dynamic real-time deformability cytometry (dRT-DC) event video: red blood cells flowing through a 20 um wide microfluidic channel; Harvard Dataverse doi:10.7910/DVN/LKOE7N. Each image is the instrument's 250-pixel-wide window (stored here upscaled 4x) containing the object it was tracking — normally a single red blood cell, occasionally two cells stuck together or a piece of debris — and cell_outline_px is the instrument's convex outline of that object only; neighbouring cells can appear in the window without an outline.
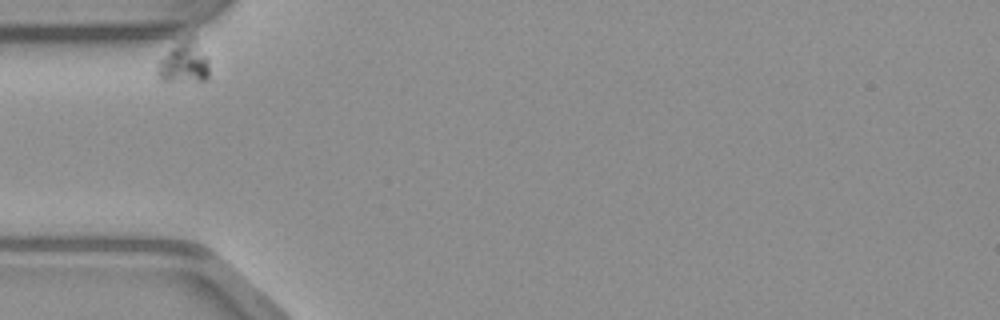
{"species": "common noctule bat (a hibernating species)", "species_latin": "Nyctalus noctula", "temperature_condition": "warm", "stored_images_in_passage": 29, "camera_frame_rate_fps": 3000, "um_per_image_px": 0.085, "animal": {"sex": "male", "body_mass_g": 23.1, "forearm_length_mm": 52.7}, "frame": {"image": 1, "passage_image": 1, "time_ms": 0.0, "image_size_px": [1000, 320], "cell_outline_px": [[208, 76], [204, 80], [160, 80], [156, 72], [160, 60], [180, 40], [188, 36], [192, 36], [208, 60]], "centroid_in_image_um": [15.63, 5.3], "position_along_channel_um": 69.4, "area_um2": 11.96}}
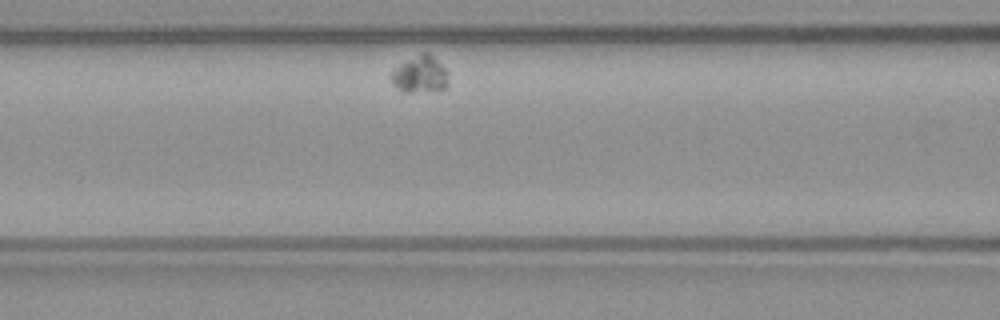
{"frame": {"image": 2, "passage_image": 7, "time_ms": 2.0, "image_size_px": [1000, 320], "cell_outline_px": [[448, 84], [444, 88], [408, 92], [404, 92], [392, 80], [392, 72], [400, 64], [420, 52], [428, 52], [448, 72]], "centroid_in_image_um": [35.74, 6.29], "position_along_channel_um": 130.9, "area_um2": 11.73}}
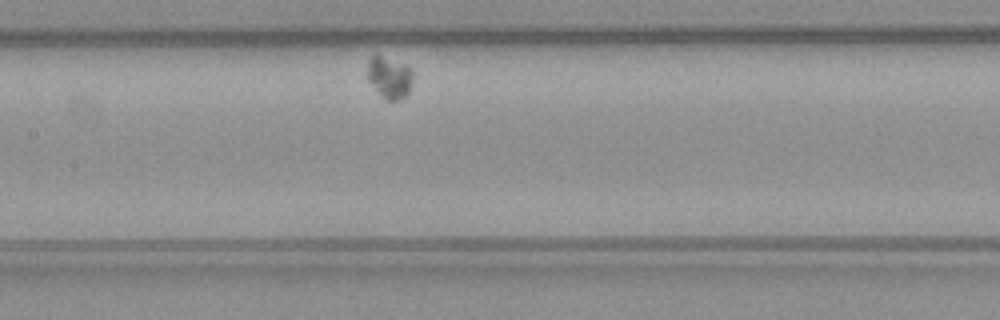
{"frame": {"image": 3, "passage_image": 11, "time_ms": 3.333, "image_size_px": [1000, 320], "cell_outline_px": [[412, 80], [408, 96], [396, 100], [388, 100], [368, 80], [368, 60], [376, 52], [404, 64], [412, 68]], "centroid_in_image_um": [33.12, 6.52], "position_along_channel_um": 174.3, "area_um2": 11.04}}